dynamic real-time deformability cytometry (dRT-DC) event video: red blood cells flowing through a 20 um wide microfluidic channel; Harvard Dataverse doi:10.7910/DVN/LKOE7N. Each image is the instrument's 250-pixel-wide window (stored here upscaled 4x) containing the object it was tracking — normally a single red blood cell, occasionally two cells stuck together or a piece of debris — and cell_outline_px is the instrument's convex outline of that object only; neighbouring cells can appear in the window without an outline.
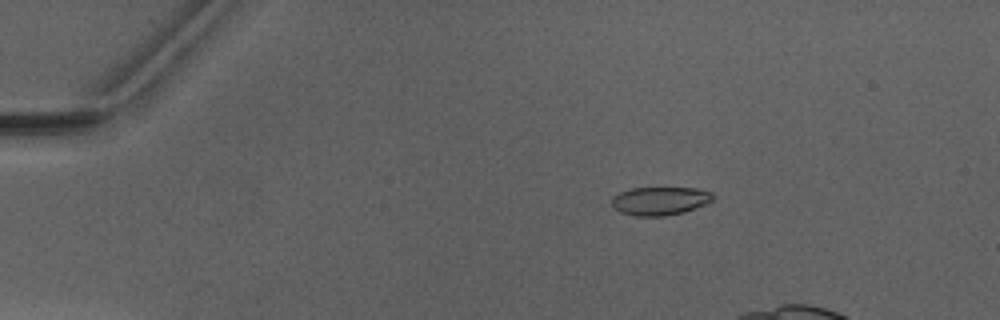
{"species": "Egyptian fruit bat (a non-hibernating species)", "species_latin": "Rousettus aegyptiacus", "temperature_condition": "warm", "stored_images_in_passage": 5, "camera_frame_rate_fps": 3000, "um_per_image_px": 0.085, "animal": {"sex": "male"}, "frame": {"image": 1, "passage_image": 1, "time_ms": 0.0, "image_size_px": [1000, 320], "cell_outline_px": [[716, 196], [712, 200], [696, 208], [684, 212], [664, 216], [636, 216], [620, 212], [612, 204], [612, 196], [620, 192], [632, 188], [696, 188], [712, 192]], "centroid_in_image_um": [56.11, 17.07], "position_along_channel_um": 28.9, "area_um2": 16.7}}